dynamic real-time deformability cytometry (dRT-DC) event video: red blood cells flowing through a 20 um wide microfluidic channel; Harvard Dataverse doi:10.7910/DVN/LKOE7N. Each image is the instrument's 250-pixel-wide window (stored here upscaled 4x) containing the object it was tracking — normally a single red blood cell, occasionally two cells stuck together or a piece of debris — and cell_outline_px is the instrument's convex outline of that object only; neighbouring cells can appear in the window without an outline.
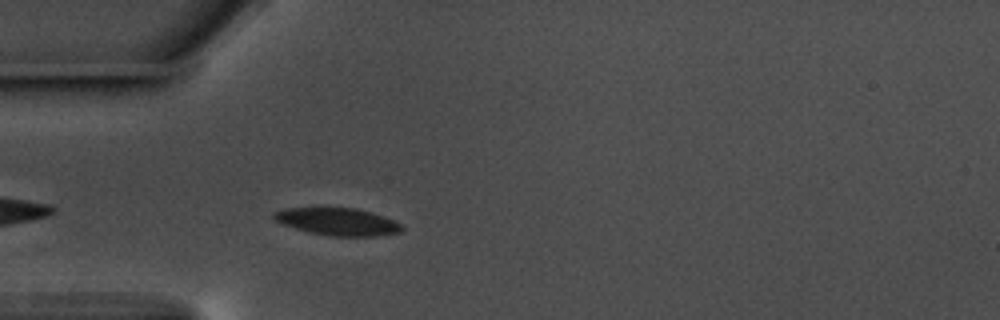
{"species": "common noctule bat (a hibernating species)", "species_latin": "Nyctalus noctula", "temperature_condition": "warm", "stored_images_in_passage": 35, "camera_frame_rate_fps": 3000, "um_per_image_px": 0.085, "animal": {"sex": "male", "body_mass_g": 17.5, "forearm_length_mm": 52.3}, "frame": {"image": 1, "passage_image": 4, "time_ms": 1.0, "image_size_px": [1000, 320], "cell_outline_px": [[404, 228], [400, 232], [376, 236], [328, 236], [308, 232], [284, 224], [276, 220], [272, 216], [276, 212], [288, 208], [356, 208], [384, 216], [404, 224]], "centroid_in_image_um": [28.78, 18.85], "position_along_channel_um": 56.2, "area_um2": 20.29}}
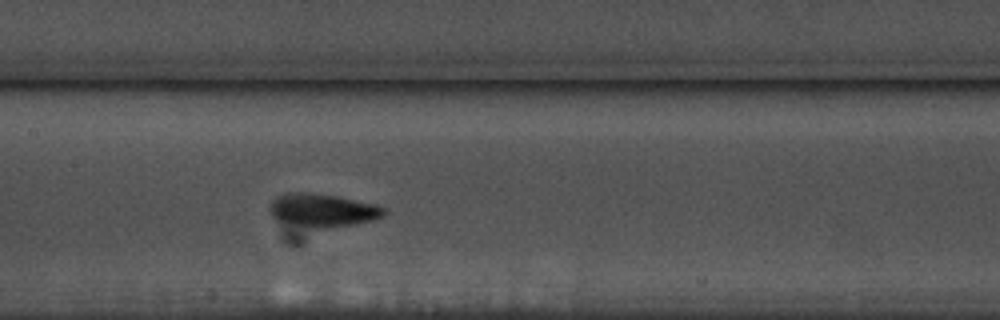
{"frame": {"image": 2, "passage_image": 15, "time_ms": 4.667, "image_size_px": [1000, 320], "cell_outline_px": [[388, 212], [384, 216], [372, 220], [356, 224], [328, 228], [312, 228], [276, 220], [268, 212], [268, 208], [272, 200], [276, 196], [288, 192], [300, 192], [336, 196], [372, 204], [384, 208]], "centroid_in_image_um": [27.38, 17.88], "position_along_channel_um": 180.0, "area_um2": 22.08}}
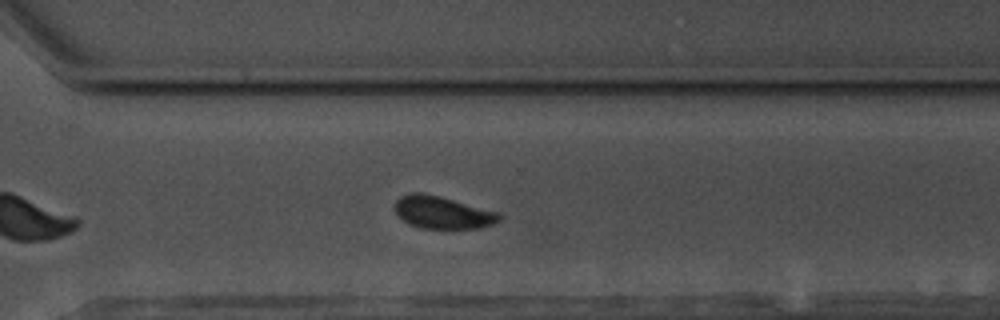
{"frame": {"image": 3, "passage_image": 28, "time_ms": 9.0, "image_size_px": [1000, 320], "cell_outline_px": [[504, 216], [500, 220], [492, 224], [480, 228], [420, 228], [408, 224], [396, 212], [396, 200], [400, 196], [412, 192], [424, 192], [440, 196], [500, 212]], "centroid_in_image_um": [37.65, 18.05], "position_along_channel_um": 332.9, "area_um2": 19.83}, "authors_computed_cell_mechanics": {"area_um2": 20.8658, "velocity_mm_per_s": 3.5305, "shape_relaxation_time_tau1_ms": 3.7888, "shape_relaxation_time_tau2_ms": 1.6724, "deformation_change_tau1": 0.1069, "deformation_change_tau2": 0.0672}}